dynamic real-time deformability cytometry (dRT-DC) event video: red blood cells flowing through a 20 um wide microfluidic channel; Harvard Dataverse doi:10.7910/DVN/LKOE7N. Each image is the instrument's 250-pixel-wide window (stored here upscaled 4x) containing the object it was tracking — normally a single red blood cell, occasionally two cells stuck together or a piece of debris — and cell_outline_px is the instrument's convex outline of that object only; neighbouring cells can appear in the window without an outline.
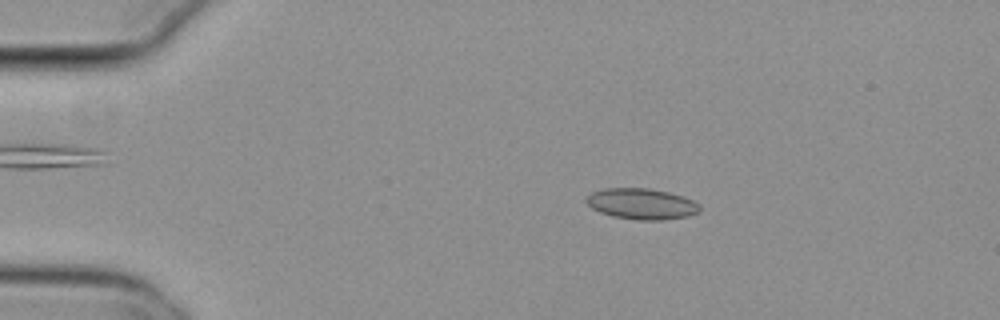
{"species": "common noctule bat (a hibernating species)", "species_latin": "Nyctalus noctula", "temperature_condition": "cold", "stored_images_in_passage": 41, "camera_frame_rate_fps": 3000, "um_per_image_px": 0.085, "animal": {"sex": "female", "body_mass_g": 29.2, "forearm_length_mm": 56.3}, "frame": {"image": 1, "passage_image": 8, "time_ms": 2.333, "image_size_px": [1000, 320], "cell_outline_px": [[700, 212], [688, 216], [664, 220], [636, 220], [612, 216], [600, 212], [592, 208], [584, 200], [592, 192], [604, 188], [648, 188], [668, 192], [684, 196], [700, 204]], "centroid_in_image_um": [54.55, 17.33], "position_along_channel_um": 30.4, "area_um2": 20.58}}
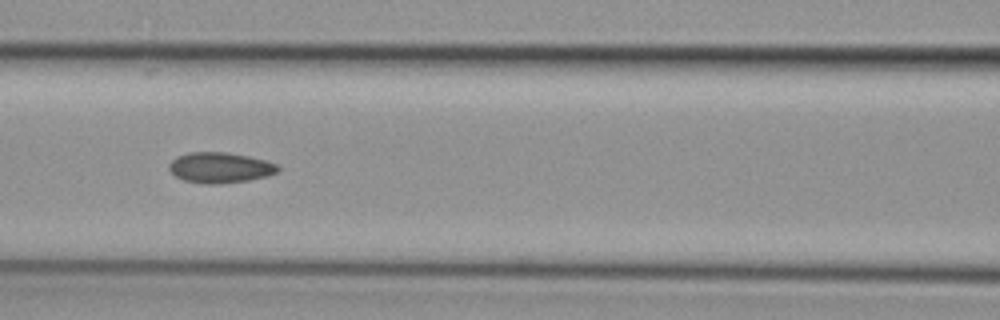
{"frame": {"image": 2, "passage_image": 22, "time_ms": 7.0, "image_size_px": [1000, 320], "cell_outline_px": [[280, 168], [276, 172], [268, 176], [248, 180], [216, 184], [204, 184], [184, 180], [176, 176], [168, 168], [168, 164], [176, 156], [188, 152], [228, 152], [248, 156], [264, 160], [276, 164]], "centroid_in_image_um": [18.68, 14.24], "position_along_channel_um": 147.9, "area_um2": 19.36}}
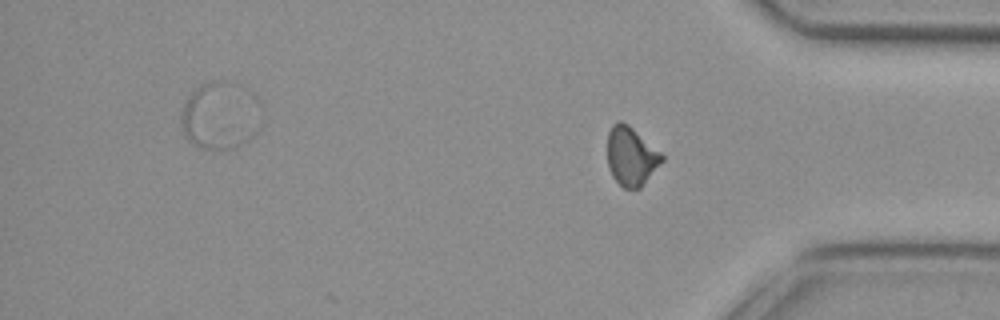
{"frame": {"image": 3, "passage_image": 41, "time_ms": 13.333, "image_size_px": [1000, 320], "cell_outline_px": [[664, 160], [640, 188], [624, 188], [612, 176], [608, 168], [608, 132], [612, 124], [616, 120], [620, 120], [628, 124], [660, 152], [664, 156]], "centroid_in_image_um": [53.63, 13.27], "position_along_channel_um": 381.6, "area_um2": 18.55}, "authors_computed_cell_mechanics": {"area_um2": 19.1318, "velocity_mm_per_s": 3.8083, "shape_relaxation_time_tau1_ms": null, "shape_relaxation_time_tau2_ms": 2.6756, "deformation_change_tau1": null, "deformation_change_tau2": 0.0723}}